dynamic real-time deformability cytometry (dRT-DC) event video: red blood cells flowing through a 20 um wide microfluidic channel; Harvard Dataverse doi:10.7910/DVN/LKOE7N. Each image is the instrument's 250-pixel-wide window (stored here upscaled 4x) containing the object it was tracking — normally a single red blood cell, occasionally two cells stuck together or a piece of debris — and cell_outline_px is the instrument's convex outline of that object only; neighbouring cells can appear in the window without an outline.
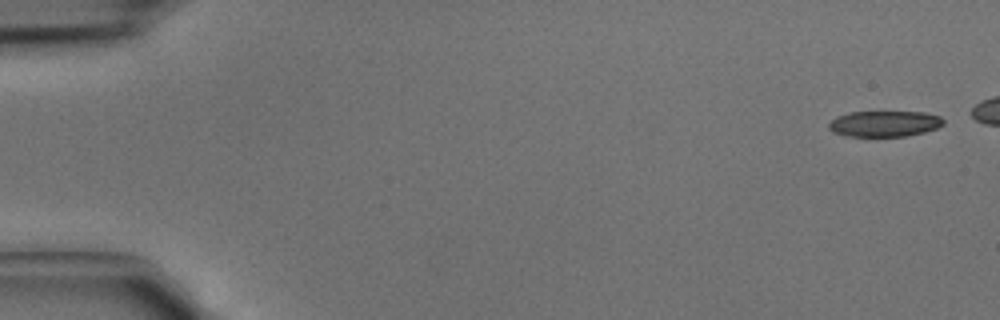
{"species": "common noctule bat (a hibernating species)", "species_latin": "Nyctalus noctula", "temperature_condition": "cold", "stored_images_in_passage": 5, "camera_frame_rate_fps": 3000, "um_per_image_px": 0.085, "animal": {"sex": "male", "body_mass_g": 15.6}, "frame": {"image": 1, "passage_image": 1, "time_ms": 0.0, "image_size_px": [1000, 320], "cell_outline_px": [[944, 124], [936, 128], [924, 132], [904, 136], [844, 136], [832, 132], [828, 128], [828, 124], [836, 116], [848, 112], [924, 112], [940, 116], [944, 120]], "centroid_in_image_um": [75.15, 10.51], "position_along_channel_um": 9.9, "area_um2": 17.34}}
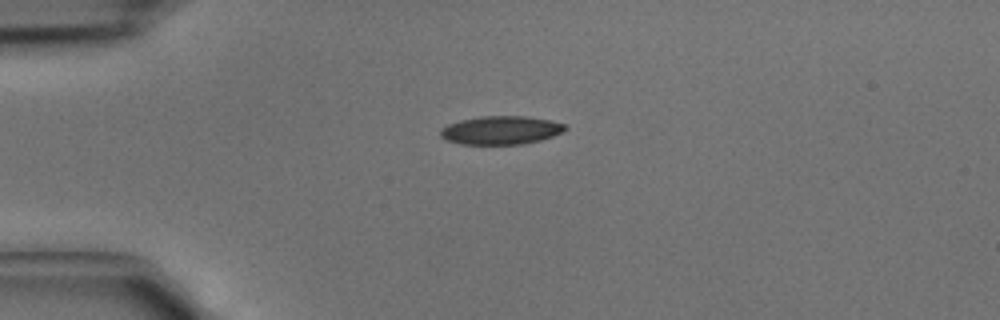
{"frame": {"image": 2, "passage_image": 5, "time_ms": 1.333, "image_size_px": [1000, 320], "cell_outline_px": [[568, 128], [552, 136], [540, 140], [524, 144], [460, 144], [448, 140], [440, 136], [440, 128], [448, 124], [460, 120], [480, 116], [524, 116], [548, 120], [564, 124]], "centroid_in_image_um": [42.54, 11.07], "position_along_channel_um": 42.5, "area_um2": 20.52}}